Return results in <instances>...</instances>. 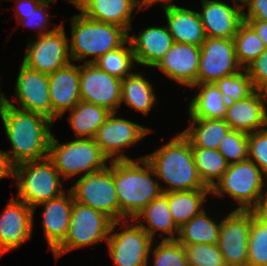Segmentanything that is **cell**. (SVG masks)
Here are the masks:
<instances>
[{
  "label": "cell",
  "instance_id": "obj_21",
  "mask_svg": "<svg viewBox=\"0 0 267 266\" xmlns=\"http://www.w3.org/2000/svg\"><path fill=\"white\" fill-rule=\"evenodd\" d=\"M52 113L60 120L80 100V65L70 62L48 75Z\"/></svg>",
  "mask_w": 267,
  "mask_h": 266
},
{
  "label": "cell",
  "instance_id": "obj_14",
  "mask_svg": "<svg viewBox=\"0 0 267 266\" xmlns=\"http://www.w3.org/2000/svg\"><path fill=\"white\" fill-rule=\"evenodd\" d=\"M241 69L236 59L233 38L206 37L200 45L197 84L215 83Z\"/></svg>",
  "mask_w": 267,
  "mask_h": 266
},
{
  "label": "cell",
  "instance_id": "obj_36",
  "mask_svg": "<svg viewBox=\"0 0 267 266\" xmlns=\"http://www.w3.org/2000/svg\"><path fill=\"white\" fill-rule=\"evenodd\" d=\"M236 59L238 64L245 69L266 48L256 31L244 21L234 36Z\"/></svg>",
  "mask_w": 267,
  "mask_h": 266
},
{
  "label": "cell",
  "instance_id": "obj_42",
  "mask_svg": "<svg viewBox=\"0 0 267 266\" xmlns=\"http://www.w3.org/2000/svg\"><path fill=\"white\" fill-rule=\"evenodd\" d=\"M248 159L267 176V127L248 134Z\"/></svg>",
  "mask_w": 267,
  "mask_h": 266
},
{
  "label": "cell",
  "instance_id": "obj_50",
  "mask_svg": "<svg viewBox=\"0 0 267 266\" xmlns=\"http://www.w3.org/2000/svg\"><path fill=\"white\" fill-rule=\"evenodd\" d=\"M67 1V0H66ZM80 0H68L72 5H76Z\"/></svg>",
  "mask_w": 267,
  "mask_h": 266
},
{
  "label": "cell",
  "instance_id": "obj_37",
  "mask_svg": "<svg viewBox=\"0 0 267 266\" xmlns=\"http://www.w3.org/2000/svg\"><path fill=\"white\" fill-rule=\"evenodd\" d=\"M148 261L152 266H188L186 251L177 240L153 241Z\"/></svg>",
  "mask_w": 267,
  "mask_h": 266
},
{
  "label": "cell",
  "instance_id": "obj_39",
  "mask_svg": "<svg viewBox=\"0 0 267 266\" xmlns=\"http://www.w3.org/2000/svg\"><path fill=\"white\" fill-rule=\"evenodd\" d=\"M214 84L228 103L241 101L256 91L246 69H241L237 73L223 77Z\"/></svg>",
  "mask_w": 267,
  "mask_h": 266
},
{
  "label": "cell",
  "instance_id": "obj_6",
  "mask_svg": "<svg viewBox=\"0 0 267 266\" xmlns=\"http://www.w3.org/2000/svg\"><path fill=\"white\" fill-rule=\"evenodd\" d=\"M14 182L18 188L16 198L32 209L66 192L62 176L48 156L16 165Z\"/></svg>",
  "mask_w": 267,
  "mask_h": 266
},
{
  "label": "cell",
  "instance_id": "obj_48",
  "mask_svg": "<svg viewBox=\"0 0 267 266\" xmlns=\"http://www.w3.org/2000/svg\"><path fill=\"white\" fill-rule=\"evenodd\" d=\"M144 6L147 8L153 6L155 3H163V2H173L174 0H142Z\"/></svg>",
  "mask_w": 267,
  "mask_h": 266
},
{
  "label": "cell",
  "instance_id": "obj_23",
  "mask_svg": "<svg viewBox=\"0 0 267 266\" xmlns=\"http://www.w3.org/2000/svg\"><path fill=\"white\" fill-rule=\"evenodd\" d=\"M73 195L68 189L63 195L39 204L43 206L42 230L49 249L53 252L66 238L70 226Z\"/></svg>",
  "mask_w": 267,
  "mask_h": 266
},
{
  "label": "cell",
  "instance_id": "obj_32",
  "mask_svg": "<svg viewBox=\"0 0 267 266\" xmlns=\"http://www.w3.org/2000/svg\"><path fill=\"white\" fill-rule=\"evenodd\" d=\"M16 3L11 9L15 10V17L18 24L24 27L33 28L37 36L55 31L62 23L50 26L49 7L56 0H15ZM49 25V26H48Z\"/></svg>",
  "mask_w": 267,
  "mask_h": 266
},
{
  "label": "cell",
  "instance_id": "obj_17",
  "mask_svg": "<svg viewBox=\"0 0 267 266\" xmlns=\"http://www.w3.org/2000/svg\"><path fill=\"white\" fill-rule=\"evenodd\" d=\"M0 214V257L32 238L34 210L12 196Z\"/></svg>",
  "mask_w": 267,
  "mask_h": 266
},
{
  "label": "cell",
  "instance_id": "obj_27",
  "mask_svg": "<svg viewBox=\"0 0 267 266\" xmlns=\"http://www.w3.org/2000/svg\"><path fill=\"white\" fill-rule=\"evenodd\" d=\"M144 72H135L122 80L121 103L134 109L135 112L148 116L157 104L153 83L145 77Z\"/></svg>",
  "mask_w": 267,
  "mask_h": 266
},
{
  "label": "cell",
  "instance_id": "obj_11",
  "mask_svg": "<svg viewBox=\"0 0 267 266\" xmlns=\"http://www.w3.org/2000/svg\"><path fill=\"white\" fill-rule=\"evenodd\" d=\"M153 129L111 113L94 137L96 144L110 161L132 160L124 149L132 148L145 139Z\"/></svg>",
  "mask_w": 267,
  "mask_h": 266
},
{
  "label": "cell",
  "instance_id": "obj_40",
  "mask_svg": "<svg viewBox=\"0 0 267 266\" xmlns=\"http://www.w3.org/2000/svg\"><path fill=\"white\" fill-rule=\"evenodd\" d=\"M219 152L228 164L242 162L248 159V134L230 130L220 141Z\"/></svg>",
  "mask_w": 267,
  "mask_h": 266
},
{
  "label": "cell",
  "instance_id": "obj_45",
  "mask_svg": "<svg viewBox=\"0 0 267 266\" xmlns=\"http://www.w3.org/2000/svg\"><path fill=\"white\" fill-rule=\"evenodd\" d=\"M15 165L12 163L7 151L0 149V179L12 178L14 181Z\"/></svg>",
  "mask_w": 267,
  "mask_h": 266
},
{
  "label": "cell",
  "instance_id": "obj_15",
  "mask_svg": "<svg viewBox=\"0 0 267 266\" xmlns=\"http://www.w3.org/2000/svg\"><path fill=\"white\" fill-rule=\"evenodd\" d=\"M121 87V79L109 75L95 63L80 64L81 100L104 107L111 113H119Z\"/></svg>",
  "mask_w": 267,
  "mask_h": 266
},
{
  "label": "cell",
  "instance_id": "obj_47",
  "mask_svg": "<svg viewBox=\"0 0 267 266\" xmlns=\"http://www.w3.org/2000/svg\"><path fill=\"white\" fill-rule=\"evenodd\" d=\"M246 21L262 39L264 45L267 47V21L260 20H244Z\"/></svg>",
  "mask_w": 267,
  "mask_h": 266
},
{
  "label": "cell",
  "instance_id": "obj_1",
  "mask_svg": "<svg viewBox=\"0 0 267 266\" xmlns=\"http://www.w3.org/2000/svg\"><path fill=\"white\" fill-rule=\"evenodd\" d=\"M0 117L11 150L7 153L16 166L46 158L53 133V121L39 113L24 111L0 97Z\"/></svg>",
  "mask_w": 267,
  "mask_h": 266
},
{
  "label": "cell",
  "instance_id": "obj_38",
  "mask_svg": "<svg viewBox=\"0 0 267 266\" xmlns=\"http://www.w3.org/2000/svg\"><path fill=\"white\" fill-rule=\"evenodd\" d=\"M247 266H267V224L251 211Z\"/></svg>",
  "mask_w": 267,
  "mask_h": 266
},
{
  "label": "cell",
  "instance_id": "obj_33",
  "mask_svg": "<svg viewBox=\"0 0 267 266\" xmlns=\"http://www.w3.org/2000/svg\"><path fill=\"white\" fill-rule=\"evenodd\" d=\"M207 214L210 215L204 209L200 214L191 218L179 229L176 240L182 245L217 244L221 219L216 221Z\"/></svg>",
  "mask_w": 267,
  "mask_h": 266
},
{
  "label": "cell",
  "instance_id": "obj_4",
  "mask_svg": "<svg viewBox=\"0 0 267 266\" xmlns=\"http://www.w3.org/2000/svg\"><path fill=\"white\" fill-rule=\"evenodd\" d=\"M70 22L71 37L68 40L72 62L94 63L100 56L128 40L129 32L126 29L92 20L80 11L71 17Z\"/></svg>",
  "mask_w": 267,
  "mask_h": 266
},
{
  "label": "cell",
  "instance_id": "obj_46",
  "mask_svg": "<svg viewBox=\"0 0 267 266\" xmlns=\"http://www.w3.org/2000/svg\"><path fill=\"white\" fill-rule=\"evenodd\" d=\"M252 211L259 220L267 224V191L262 195L257 206Z\"/></svg>",
  "mask_w": 267,
  "mask_h": 266
},
{
  "label": "cell",
  "instance_id": "obj_44",
  "mask_svg": "<svg viewBox=\"0 0 267 266\" xmlns=\"http://www.w3.org/2000/svg\"><path fill=\"white\" fill-rule=\"evenodd\" d=\"M242 10L244 20L267 21V0H246Z\"/></svg>",
  "mask_w": 267,
  "mask_h": 266
},
{
  "label": "cell",
  "instance_id": "obj_13",
  "mask_svg": "<svg viewBox=\"0 0 267 266\" xmlns=\"http://www.w3.org/2000/svg\"><path fill=\"white\" fill-rule=\"evenodd\" d=\"M14 90L15 95L12 100L18 102V107L8 100L7 96L1 91V88L0 97L7 104L18 109L39 113L53 122L58 119L52 113L47 74L31 69L21 62Z\"/></svg>",
  "mask_w": 267,
  "mask_h": 266
},
{
  "label": "cell",
  "instance_id": "obj_34",
  "mask_svg": "<svg viewBox=\"0 0 267 266\" xmlns=\"http://www.w3.org/2000/svg\"><path fill=\"white\" fill-rule=\"evenodd\" d=\"M192 154L201 181L212 189L222 178L229 164L218 149L192 147Z\"/></svg>",
  "mask_w": 267,
  "mask_h": 266
},
{
  "label": "cell",
  "instance_id": "obj_3",
  "mask_svg": "<svg viewBox=\"0 0 267 266\" xmlns=\"http://www.w3.org/2000/svg\"><path fill=\"white\" fill-rule=\"evenodd\" d=\"M151 165L163 193L210 189L201 181L190 142L179 132L150 154L144 156Z\"/></svg>",
  "mask_w": 267,
  "mask_h": 266
},
{
  "label": "cell",
  "instance_id": "obj_9",
  "mask_svg": "<svg viewBox=\"0 0 267 266\" xmlns=\"http://www.w3.org/2000/svg\"><path fill=\"white\" fill-rule=\"evenodd\" d=\"M153 241L134 219H125L112 223L106 245L115 266H148Z\"/></svg>",
  "mask_w": 267,
  "mask_h": 266
},
{
  "label": "cell",
  "instance_id": "obj_26",
  "mask_svg": "<svg viewBox=\"0 0 267 266\" xmlns=\"http://www.w3.org/2000/svg\"><path fill=\"white\" fill-rule=\"evenodd\" d=\"M134 220L154 241H157L155 240L156 234L161 235L159 236L161 237V241L176 240L178 237L179 228L175 225L170 214L168 192L162 193L159 197L151 201L135 216Z\"/></svg>",
  "mask_w": 267,
  "mask_h": 266
},
{
  "label": "cell",
  "instance_id": "obj_30",
  "mask_svg": "<svg viewBox=\"0 0 267 266\" xmlns=\"http://www.w3.org/2000/svg\"><path fill=\"white\" fill-rule=\"evenodd\" d=\"M211 195V189L168 192L170 214L175 225L180 229L191 218L206 209L204 204Z\"/></svg>",
  "mask_w": 267,
  "mask_h": 266
},
{
  "label": "cell",
  "instance_id": "obj_18",
  "mask_svg": "<svg viewBox=\"0 0 267 266\" xmlns=\"http://www.w3.org/2000/svg\"><path fill=\"white\" fill-rule=\"evenodd\" d=\"M199 60L200 46L174 42L153 68H158L175 83L192 89L197 84Z\"/></svg>",
  "mask_w": 267,
  "mask_h": 266
},
{
  "label": "cell",
  "instance_id": "obj_49",
  "mask_svg": "<svg viewBox=\"0 0 267 266\" xmlns=\"http://www.w3.org/2000/svg\"><path fill=\"white\" fill-rule=\"evenodd\" d=\"M222 1H225V0H222ZM231 1L233 2V4H236L241 8H243L246 3V0H231Z\"/></svg>",
  "mask_w": 267,
  "mask_h": 266
},
{
  "label": "cell",
  "instance_id": "obj_29",
  "mask_svg": "<svg viewBox=\"0 0 267 266\" xmlns=\"http://www.w3.org/2000/svg\"><path fill=\"white\" fill-rule=\"evenodd\" d=\"M190 125L181 131L192 147L218 149L220 141L231 130L224 119L189 118Z\"/></svg>",
  "mask_w": 267,
  "mask_h": 266
},
{
  "label": "cell",
  "instance_id": "obj_16",
  "mask_svg": "<svg viewBox=\"0 0 267 266\" xmlns=\"http://www.w3.org/2000/svg\"><path fill=\"white\" fill-rule=\"evenodd\" d=\"M251 211L230 210L221 219L218 247L227 266H247Z\"/></svg>",
  "mask_w": 267,
  "mask_h": 266
},
{
  "label": "cell",
  "instance_id": "obj_28",
  "mask_svg": "<svg viewBox=\"0 0 267 266\" xmlns=\"http://www.w3.org/2000/svg\"><path fill=\"white\" fill-rule=\"evenodd\" d=\"M197 93L188 103V118L223 119L228 102L214 83L196 84Z\"/></svg>",
  "mask_w": 267,
  "mask_h": 266
},
{
  "label": "cell",
  "instance_id": "obj_12",
  "mask_svg": "<svg viewBox=\"0 0 267 266\" xmlns=\"http://www.w3.org/2000/svg\"><path fill=\"white\" fill-rule=\"evenodd\" d=\"M61 23L53 32L36 36V39L31 36L21 62L47 75L72 62L69 40Z\"/></svg>",
  "mask_w": 267,
  "mask_h": 266
},
{
  "label": "cell",
  "instance_id": "obj_5",
  "mask_svg": "<svg viewBox=\"0 0 267 266\" xmlns=\"http://www.w3.org/2000/svg\"><path fill=\"white\" fill-rule=\"evenodd\" d=\"M48 157L63 181L100 171L110 163L94 138H74L61 144L55 134H52L49 142Z\"/></svg>",
  "mask_w": 267,
  "mask_h": 266
},
{
  "label": "cell",
  "instance_id": "obj_8",
  "mask_svg": "<svg viewBox=\"0 0 267 266\" xmlns=\"http://www.w3.org/2000/svg\"><path fill=\"white\" fill-rule=\"evenodd\" d=\"M114 221L101 211L73 201L70 226L65 240L52 252L55 261L75 249L107 243Z\"/></svg>",
  "mask_w": 267,
  "mask_h": 266
},
{
  "label": "cell",
  "instance_id": "obj_20",
  "mask_svg": "<svg viewBox=\"0 0 267 266\" xmlns=\"http://www.w3.org/2000/svg\"><path fill=\"white\" fill-rule=\"evenodd\" d=\"M224 121L231 130L250 134L267 127V92L256 90L249 97L230 102Z\"/></svg>",
  "mask_w": 267,
  "mask_h": 266
},
{
  "label": "cell",
  "instance_id": "obj_35",
  "mask_svg": "<svg viewBox=\"0 0 267 266\" xmlns=\"http://www.w3.org/2000/svg\"><path fill=\"white\" fill-rule=\"evenodd\" d=\"M94 63L109 75L121 80L133 74L132 70L137 65L129 39L122 46L100 56Z\"/></svg>",
  "mask_w": 267,
  "mask_h": 266
},
{
  "label": "cell",
  "instance_id": "obj_2",
  "mask_svg": "<svg viewBox=\"0 0 267 266\" xmlns=\"http://www.w3.org/2000/svg\"><path fill=\"white\" fill-rule=\"evenodd\" d=\"M113 179L119 201V220L134 219L163 193L162 184L144 155L132 160L113 161Z\"/></svg>",
  "mask_w": 267,
  "mask_h": 266
},
{
  "label": "cell",
  "instance_id": "obj_41",
  "mask_svg": "<svg viewBox=\"0 0 267 266\" xmlns=\"http://www.w3.org/2000/svg\"><path fill=\"white\" fill-rule=\"evenodd\" d=\"M188 266H227L217 244L183 245Z\"/></svg>",
  "mask_w": 267,
  "mask_h": 266
},
{
  "label": "cell",
  "instance_id": "obj_7",
  "mask_svg": "<svg viewBox=\"0 0 267 266\" xmlns=\"http://www.w3.org/2000/svg\"><path fill=\"white\" fill-rule=\"evenodd\" d=\"M267 176L251 160L229 164L222 178L211 189L214 197L229 195L235 201L234 210L252 211L267 191Z\"/></svg>",
  "mask_w": 267,
  "mask_h": 266
},
{
  "label": "cell",
  "instance_id": "obj_24",
  "mask_svg": "<svg viewBox=\"0 0 267 266\" xmlns=\"http://www.w3.org/2000/svg\"><path fill=\"white\" fill-rule=\"evenodd\" d=\"M166 17V26L174 42L200 46L206 39L198 11L181 7L175 2L159 3Z\"/></svg>",
  "mask_w": 267,
  "mask_h": 266
},
{
  "label": "cell",
  "instance_id": "obj_19",
  "mask_svg": "<svg viewBox=\"0 0 267 266\" xmlns=\"http://www.w3.org/2000/svg\"><path fill=\"white\" fill-rule=\"evenodd\" d=\"M220 0H201L198 11L206 37L234 38L244 22L243 10Z\"/></svg>",
  "mask_w": 267,
  "mask_h": 266
},
{
  "label": "cell",
  "instance_id": "obj_10",
  "mask_svg": "<svg viewBox=\"0 0 267 266\" xmlns=\"http://www.w3.org/2000/svg\"><path fill=\"white\" fill-rule=\"evenodd\" d=\"M69 189L80 204L101 211L113 221H119V201L113 179V161L100 171L89 173Z\"/></svg>",
  "mask_w": 267,
  "mask_h": 266
},
{
  "label": "cell",
  "instance_id": "obj_22",
  "mask_svg": "<svg viewBox=\"0 0 267 266\" xmlns=\"http://www.w3.org/2000/svg\"><path fill=\"white\" fill-rule=\"evenodd\" d=\"M75 7L92 20L121 26L129 33L132 15L146 8L142 0H80Z\"/></svg>",
  "mask_w": 267,
  "mask_h": 266
},
{
  "label": "cell",
  "instance_id": "obj_43",
  "mask_svg": "<svg viewBox=\"0 0 267 266\" xmlns=\"http://www.w3.org/2000/svg\"><path fill=\"white\" fill-rule=\"evenodd\" d=\"M256 90L267 92V47L246 68Z\"/></svg>",
  "mask_w": 267,
  "mask_h": 266
},
{
  "label": "cell",
  "instance_id": "obj_31",
  "mask_svg": "<svg viewBox=\"0 0 267 266\" xmlns=\"http://www.w3.org/2000/svg\"><path fill=\"white\" fill-rule=\"evenodd\" d=\"M68 120L75 138H94L98 128L111 114L104 107L80 100L69 110Z\"/></svg>",
  "mask_w": 267,
  "mask_h": 266
},
{
  "label": "cell",
  "instance_id": "obj_25",
  "mask_svg": "<svg viewBox=\"0 0 267 266\" xmlns=\"http://www.w3.org/2000/svg\"><path fill=\"white\" fill-rule=\"evenodd\" d=\"M137 65L153 68L174 44V39L167 26H150L138 35H130Z\"/></svg>",
  "mask_w": 267,
  "mask_h": 266
}]
</instances>
